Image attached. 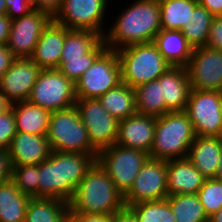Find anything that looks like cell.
<instances>
[{
  "label": "cell",
  "mask_w": 222,
  "mask_h": 222,
  "mask_svg": "<svg viewBox=\"0 0 222 222\" xmlns=\"http://www.w3.org/2000/svg\"><path fill=\"white\" fill-rule=\"evenodd\" d=\"M57 222H68V211Z\"/></svg>",
  "instance_id": "816d5d0a"
},
{
  "label": "cell",
  "mask_w": 222,
  "mask_h": 222,
  "mask_svg": "<svg viewBox=\"0 0 222 222\" xmlns=\"http://www.w3.org/2000/svg\"><path fill=\"white\" fill-rule=\"evenodd\" d=\"M121 83L120 63L115 50L106 49L75 81L77 99H98Z\"/></svg>",
  "instance_id": "ba28073f"
},
{
  "label": "cell",
  "mask_w": 222,
  "mask_h": 222,
  "mask_svg": "<svg viewBox=\"0 0 222 222\" xmlns=\"http://www.w3.org/2000/svg\"><path fill=\"white\" fill-rule=\"evenodd\" d=\"M31 198L12 179L0 184V222H24Z\"/></svg>",
  "instance_id": "d4e9b609"
},
{
  "label": "cell",
  "mask_w": 222,
  "mask_h": 222,
  "mask_svg": "<svg viewBox=\"0 0 222 222\" xmlns=\"http://www.w3.org/2000/svg\"><path fill=\"white\" fill-rule=\"evenodd\" d=\"M113 222H138L137 216L129 207H124L113 214Z\"/></svg>",
  "instance_id": "ee69618b"
},
{
  "label": "cell",
  "mask_w": 222,
  "mask_h": 222,
  "mask_svg": "<svg viewBox=\"0 0 222 222\" xmlns=\"http://www.w3.org/2000/svg\"><path fill=\"white\" fill-rule=\"evenodd\" d=\"M109 5V0H63L53 20L68 29L94 31L103 37Z\"/></svg>",
  "instance_id": "8fae6325"
},
{
  "label": "cell",
  "mask_w": 222,
  "mask_h": 222,
  "mask_svg": "<svg viewBox=\"0 0 222 222\" xmlns=\"http://www.w3.org/2000/svg\"><path fill=\"white\" fill-rule=\"evenodd\" d=\"M196 135L185 111L156 117L154 142L149 157L159 160L186 158Z\"/></svg>",
  "instance_id": "277c9868"
},
{
  "label": "cell",
  "mask_w": 222,
  "mask_h": 222,
  "mask_svg": "<svg viewBox=\"0 0 222 222\" xmlns=\"http://www.w3.org/2000/svg\"><path fill=\"white\" fill-rule=\"evenodd\" d=\"M116 53L121 82L131 88L157 80L171 66L153 42L125 46Z\"/></svg>",
  "instance_id": "5b68a950"
},
{
  "label": "cell",
  "mask_w": 222,
  "mask_h": 222,
  "mask_svg": "<svg viewBox=\"0 0 222 222\" xmlns=\"http://www.w3.org/2000/svg\"><path fill=\"white\" fill-rule=\"evenodd\" d=\"M216 179L222 180V154L219 160V166H218V170L216 173Z\"/></svg>",
  "instance_id": "681fc988"
},
{
  "label": "cell",
  "mask_w": 222,
  "mask_h": 222,
  "mask_svg": "<svg viewBox=\"0 0 222 222\" xmlns=\"http://www.w3.org/2000/svg\"><path fill=\"white\" fill-rule=\"evenodd\" d=\"M11 21L6 15H0V44L6 45L8 42Z\"/></svg>",
  "instance_id": "bcb514c9"
},
{
  "label": "cell",
  "mask_w": 222,
  "mask_h": 222,
  "mask_svg": "<svg viewBox=\"0 0 222 222\" xmlns=\"http://www.w3.org/2000/svg\"><path fill=\"white\" fill-rule=\"evenodd\" d=\"M6 3L5 0H0V15H6Z\"/></svg>",
  "instance_id": "f907efd6"
},
{
  "label": "cell",
  "mask_w": 222,
  "mask_h": 222,
  "mask_svg": "<svg viewBox=\"0 0 222 222\" xmlns=\"http://www.w3.org/2000/svg\"><path fill=\"white\" fill-rule=\"evenodd\" d=\"M213 16H222V0H198Z\"/></svg>",
  "instance_id": "f6af8a7d"
},
{
  "label": "cell",
  "mask_w": 222,
  "mask_h": 222,
  "mask_svg": "<svg viewBox=\"0 0 222 222\" xmlns=\"http://www.w3.org/2000/svg\"><path fill=\"white\" fill-rule=\"evenodd\" d=\"M12 107V102L7 96L0 90V115L8 111Z\"/></svg>",
  "instance_id": "7dc6e473"
},
{
  "label": "cell",
  "mask_w": 222,
  "mask_h": 222,
  "mask_svg": "<svg viewBox=\"0 0 222 222\" xmlns=\"http://www.w3.org/2000/svg\"><path fill=\"white\" fill-rule=\"evenodd\" d=\"M12 180L30 198H38L39 164L12 166Z\"/></svg>",
  "instance_id": "e575fe53"
},
{
  "label": "cell",
  "mask_w": 222,
  "mask_h": 222,
  "mask_svg": "<svg viewBox=\"0 0 222 222\" xmlns=\"http://www.w3.org/2000/svg\"><path fill=\"white\" fill-rule=\"evenodd\" d=\"M148 158L149 154L144 151L114 144L99 151L96 161L125 195Z\"/></svg>",
  "instance_id": "52a82bcc"
},
{
  "label": "cell",
  "mask_w": 222,
  "mask_h": 222,
  "mask_svg": "<svg viewBox=\"0 0 222 222\" xmlns=\"http://www.w3.org/2000/svg\"><path fill=\"white\" fill-rule=\"evenodd\" d=\"M157 80L162 84L166 113L185 111L191 90L186 67L170 66Z\"/></svg>",
  "instance_id": "44dd1931"
},
{
  "label": "cell",
  "mask_w": 222,
  "mask_h": 222,
  "mask_svg": "<svg viewBox=\"0 0 222 222\" xmlns=\"http://www.w3.org/2000/svg\"><path fill=\"white\" fill-rule=\"evenodd\" d=\"M106 49L107 46L102 38L85 54V58L60 59L57 69L75 83Z\"/></svg>",
  "instance_id": "d6a6232c"
},
{
  "label": "cell",
  "mask_w": 222,
  "mask_h": 222,
  "mask_svg": "<svg viewBox=\"0 0 222 222\" xmlns=\"http://www.w3.org/2000/svg\"><path fill=\"white\" fill-rule=\"evenodd\" d=\"M129 208L137 216L138 222H176L166 199L141 202L130 205Z\"/></svg>",
  "instance_id": "836d02e7"
},
{
  "label": "cell",
  "mask_w": 222,
  "mask_h": 222,
  "mask_svg": "<svg viewBox=\"0 0 222 222\" xmlns=\"http://www.w3.org/2000/svg\"><path fill=\"white\" fill-rule=\"evenodd\" d=\"M221 154L222 137L196 136L186 158L206 179H210L216 177Z\"/></svg>",
  "instance_id": "7402d4cb"
},
{
  "label": "cell",
  "mask_w": 222,
  "mask_h": 222,
  "mask_svg": "<svg viewBox=\"0 0 222 222\" xmlns=\"http://www.w3.org/2000/svg\"><path fill=\"white\" fill-rule=\"evenodd\" d=\"M34 9L48 13L52 18L60 10L63 0H31Z\"/></svg>",
  "instance_id": "ab89813d"
},
{
  "label": "cell",
  "mask_w": 222,
  "mask_h": 222,
  "mask_svg": "<svg viewBox=\"0 0 222 222\" xmlns=\"http://www.w3.org/2000/svg\"><path fill=\"white\" fill-rule=\"evenodd\" d=\"M213 18L214 16L202 5L198 4L195 7L190 22L181 29L187 42L193 48L206 45Z\"/></svg>",
  "instance_id": "4dcf8cb0"
},
{
  "label": "cell",
  "mask_w": 222,
  "mask_h": 222,
  "mask_svg": "<svg viewBox=\"0 0 222 222\" xmlns=\"http://www.w3.org/2000/svg\"><path fill=\"white\" fill-rule=\"evenodd\" d=\"M209 222H222V207L209 218Z\"/></svg>",
  "instance_id": "c3c4849f"
},
{
  "label": "cell",
  "mask_w": 222,
  "mask_h": 222,
  "mask_svg": "<svg viewBox=\"0 0 222 222\" xmlns=\"http://www.w3.org/2000/svg\"><path fill=\"white\" fill-rule=\"evenodd\" d=\"M68 211V203L57 199L31 198L24 222H57Z\"/></svg>",
  "instance_id": "f546056e"
},
{
  "label": "cell",
  "mask_w": 222,
  "mask_h": 222,
  "mask_svg": "<svg viewBox=\"0 0 222 222\" xmlns=\"http://www.w3.org/2000/svg\"><path fill=\"white\" fill-rule=\"evenodd\" d=\"M197 195L205 213L210 218L222 207V180L205 179Z\"/></svg>",
  "instance_id": "d590c367"
},
{
  "label": "cell",
  "mask_w": 222,
  "mask_h": 222,
  "mask_svg": "<svg viewBox=\"0 0 222 222\" xmlns=\"http://www.w3.org/2000/svg\"><path fill=\"white\" fill-rule=\"evenodd\" d=\"M156 117L135 113L118 121L115 144L150 153L154 142Z\"/></svg>",
  "instance_id": "e0dca14e"
},
{
  "label": "cell",
  "mask_w": 222,
  "mask_h": 222,
  "mask_svg": "<svg viewBox=\"0 0 222 222\" xmlns=\"http://www.w3.org/2000/svg\"><path fill=\"white\" fill-rule=\"evenodd\" d=\"M134 89L136 113L155 117L166 114V102L162 97V84L158 80L141 84Z\"/></svg>",
  "instance_id": "83f0119b"
},
{
  "label": "cell",
  "mask_w": 222,
  "mask_h": 222,
  "mask_svg": "<svg viewBox=\"0 0 222 222\" xmlns=\"http://www.w3.org/2000/svg\"><path fill=\"white\" fill-rule=\"evenodd\" d=\"M27 100L50 112L70 108L77 100L74 82L58 69H42Z\"/></svg>",
  "instance_id": "9c48e42d"
},
{
  "label": "cell",
  "mask_w": 222,
  "mask_h": 222,
  "mask_svg": "<svg viewBox=\"0 0 222 222\" xmlns=\"http://www.w3.org/2000/svg\"><path fill=\"white\" fill-rule=\"evenodd\" d=\"M67 33V27L52 19L43 29L31 59L41 69H57Z\"/></svg>",
  "instance_id": "d6986e66"
},
{
  "label": "cell",
  "mask_w": 222,
  "mask_h": 222,
  "mask_svg": "<svg viewBox=\"0 0 222 222\" xmlns=\"http://www.w3.org/2000/svg\"><path fill=\"white\" fill-rule=\"evenodd\" d=\"M103 37L94 31L68 29L60 59L85 58Z\"/></svg>",
  "instance_id": "1f68e13d"
},
{
  "label": "cell",
  "mask_w": 222,
  "mask_h": 222,
  "mask_svg": "<svg viewBox=\"0 0 222 222\" xmlns=\"http://www.w3.org/2000/svg\"><path fill=\"white\" fill-rule=\"evenodd\" d=\"M115 13L103 36L107 49L117 51L125 46L153 42L161 30L159 0H132L129 6Z\"/></svg>",
  "instance_id": "7a4b0ae2"
},
{
  "label": "cell",
  "mask_w": 222,
  "mask_h": 222,
  "mask_svg": "<svg viewBox=\"0 0 222 222\" xmlns=\"http://www.w3.org/2000/svg\"><path fill=\"white\" fill-rule=\"evenodd\" d=\"M11 166L40 164L47 159L52 149L46 135L17 132L8 148Z\"/></svg>",
  "instance_id": "ac0fdd59"
},
{
  "label": "cell",
  "mask_w": 222,
  "mask_h": 222,
  "mask_svg": "<svg viewBox=\"0 0 222 222\" xmlns=\"http://www.w3.org/2000/svg\"><path fill=\"white\" fill-rule=\"evenodd\" d=\"M176 222H209L197 194L167 196Z\"/></svg>",
  "instance_id": "f1b7e54d"
},
{
  "label": "cell",
  "mask_w": 222,
  "mask_h": 222,
  "mask_svg": "<svg viewBox=\"0 0 222 222\" xmlns=\"http://www.w3.org/2000/svg\"><path fill=\"white\" fill-rule=\"evenodd\" d=\"M222 91L190 90L185 112L196 136L222 137Z\"/></svg>",
  "instance_id": "30bf717a"
},
{
  "label": "cell",
  "mask_w": 222,
  "mask_h": 222,
  "mask_svg": "<svg viewBox=\"0 0 222 222\" xmlns=\"http://www.w3.org/2000/svg\"><path fill=\"white\" fill-rule=\"evenodd\" d=\"M6 16L10 19H16L29 14L34 10L31 0H5Z\"/></svg>",
  "instance_id": "74e56055"
},
{
  "label": "cell",
  "mask_w": 222,
  "mask_h": 222,
  "mask_svg": "<svg viewBox=\"0 0 222 222\" xmlns=\"http://www.w3.org/2000/svg\"><path fill=\"white\" fill-rule=\"evenodd\" d=\"M16 133L15 118L11 107L0 115V150H8Z\"/></svg>",
  "instance_id": "8d00e7d4"
},
{
  "label": "cell",
  "mask_w": 222,
  "mask_h": 222,
  "mask_svg": "<svg viewBox=\"0 0 222 222\" xmlns=\"http://www.w3.org/2000/svg\"><path fill=\"white\" fill-rule=\"evenodd\" d=\"M153 43L171 66L186 67L194 49L180 30L161 29Z\"/></svg>",
  "instance_id": "603a6c76"
},
{
  "label": "cell",
  "mask_w": 222,
  "mask_h": 222,
  "mask_svg": "<svg viewBox=\"0 0 222 222\" xmlns=\"http://www.w3.org/2000/svg\"><path fill=\"white\" fill-rule=\"evenodd\" d=\"M14 59L7 45L0 44V78L9 69Z\"/></svg>",
  "instance_id": "b9f144b4"
},
{
  "label": "cell",
  "mask_w": 222,
  "mask_h": 222,
  "mask_svg": "<svg viewBox=\"0 0 222 222\" xmlns=\"http://www.w3.org/2000/svg\"><path fill=\"white\" fill-rule=\"evenodd\" d=\"M53 18L34 9L29 14L11 21L7 48L14 58H31L43 29Z\"/></svg>",
  "instance_id": "5bb4252c"
},
{
  "label": "cell",
  "mask_w": 222,
  "mask_h": 222,
  "mask_svg": "<svg viewBox=\"0 0 222 222\" xmlns=\"http://www.w3.org/2000/svg\"><path fill=\"white\" fill-rule=\"evenodd\" d=\"M205 179L187 158L167 161L168 196L197 194Z\"/></svg>",
  "instance_id": "ffe728a7"
},
{
  "label": "cell",
  "mask_w": 222,
  "mask_h": 222,
  "mask_svg": "<svg viewBox=\"0 0 222 222\" xmlns=\"http://www.w3.org/2000/svg\"><path fill=\"white\" fill-rule=\"evenodd\" d=\"M98 155L52 151L39 164L38 198L69 203L77 185Z\"/></svg>",
  "instance_id": "6da1fadb"
},
{
  "label": "cell",
  "mask_w": 222,
  "mask_h": 222,
  "mask_svg": "<svg viewBox=\"0 0 222 222\" xmlns=\"http://www.w3.org/2000/svg\"><path fill=\"white\" fill-rule=\"evenodd\" d=\"M198 4V0H159L161 29L181 31Z\"/></svg>",
  "instance_id": "4316f807"
},
{
  "label": "cell",
  "mask_w": 222,
  "mask_h": 222,
  "mask_svg": "<svg viewBox=\"0 0 222 222\" xmlns=\"http://www.w3.org/2000/svg\"><path fill=\"white\" fill-rule=\"evenodd\" d=\"M46 138L52 151L98 155L75 105L51 112Z\"/></svg>",
  "instance_id": "8992f818"
},
{
  "label": "cell",
  "mask_w": 222,
  "mask_h": 222,
  "mask_svg": "<svg viewBox=\"0 0 222 222\" xmlns=\"http://www.w3.org/2000/svg\"><path fill=\"white\" fill-rule=\"evenodd\" d=\"M77 222H113V215L71 214Z\"/></svg>",
  "instance_id": "7bdbcfd3"
},
{
  "label": "cell",
  "mask_w": 222,
  "mask_h": 222,
  "mask_svg": "<svg viewBox=\"0 0 222 222\" xmlns=\"http://www.w3.org/2000/svg\"><path fill=\"white\" fill-rule=\"evenodd\" d=\"M124 207V195L97 161L86 171L68 203L71 214L113 215Z\"/></svg>",
  "instance_id": "3957f363"
},
{
  "label": "cell",
  "mask_w": 222,
  "mask_h": 222,
  "mask_svg": "<svg viewBox=\"0 0 222 222\" xmlns=\"http://www.w3.org/2000/svg\"><path fill=\"white\" fill-rule=\"evenodd\" d=\"M98 100L118 121L136 113L135 89L122 82L101 95Z\"/></svg>",
  "instance_id": "484cf974"
},
{
  "label": "cell",
  "mask_w": 222,
  "mask_h": 222,
  "mask_svg": "<svg viewBox=\"0 0 222 222\" xmlns=\"http://www.w3.org/2000/svg\"><path fill=\"white\" fill-rule=\"evenodd\" d=\"M167 196V161L149 157L133 186L124 195V204L129 207L141 202L164 200Z\"/></svg>",
  "instance_id": "7c38bea8"
},
{
  "label": "cell",
  "mask_w": 222,
  "mask_h": 222,
  "mask_svg": "<svg viewBox=\"0 0 222 222\" xmlns=\"http://www.w3.org/2000/svg\"><path fill=\"white\" fill-rule=\"evenodd\" d=\"M16 132L46 135L51 112L28 100L12 103Z\"/></svg>",
  "instance_id": "cb8c5ba5"
},
{
  "label": "cell",
  "mask_w": 222,
  "mask_h": 222,
  "mask_svg": "<svg viewBox=\"0 0 222 222\" xmlns=\"http://www.w3.org/2000/svg\"><path fill=\"white\" fill-rule=\"evenodd\" d=\"M68 222H77L71 215L70 211L68 210Z\"/></svg>",
  "instance_id": "f5cc1de1"
},
{
  "label": "cell",
  "mask_w": 222,
  "mask_h": 222,
  "mask_svg": "<svg viewBox=\"0 0 222 222\" xmlns=\"http://www.w3.org/2000/svg\"><path fill=\"white\" fill-rule=\"evenodd\" d=\"M186 69L192 89L222 91V51L196 47Z\"/></svg>",
  "instance_id": "9a60e30c"
},
{
  "label": "cell",
  "mask_w": 222,
  "mask_h": 222,
  "mask_svg": "<svg viewBox=\"0 0 222 222\" xmlns=\"http://www.w3.org/2000/svg\"><path fill=\"white\" fill-rule=\"evenodd\" d=\"M205 46L222 51V16H214Z\"/></svg>",
  "instance_id": "f35d334b"
},
{
  "label": "cell",
  "mask_w": 222,
  "mask_h": 222,
  "mask_svg": "<svg viewBox=\"0 0 222 222\" xmlns=\"http://www.w3.org/2000/svg\"><path fill=\"white\" fill-rule=\"evenodd\" d=\"M75 106L88 131L90 143L98 152L115 144L118 120L98 99H77Z\"/></svg>",
  "instance_id": "4fadbf2b"
},
{
  "label": "cell",
  "mask_w": 222,
  "mask_h": 222,
  "mask_svg": "<svg viewBox=\"0 0 222 222\" xmlns=\"http://www.w3.org/2000/svg\"><path fill=\"white\" fill-rule=\"evenodd\" d=\"M12 179V166L8 151L0 150V184Z\"/></svg>",
  "instance_id": "60d3db41"
},
{
  "label": "cell",
  "mask_w": 222,
  "mask_h": 222,
  "mask_svg": "<svg viewBox=\"0 0 222 222\" xmlns=\"http://www.w3.org/2000/svg\"><path fill=\"white\" fill-rule=\"evenodd\" d=\"M41 71L31 58H15L0 78V90L12 103L27 100Z\"/></svg>",
  "instance_id": "2e32d148"
}]
</instances>
